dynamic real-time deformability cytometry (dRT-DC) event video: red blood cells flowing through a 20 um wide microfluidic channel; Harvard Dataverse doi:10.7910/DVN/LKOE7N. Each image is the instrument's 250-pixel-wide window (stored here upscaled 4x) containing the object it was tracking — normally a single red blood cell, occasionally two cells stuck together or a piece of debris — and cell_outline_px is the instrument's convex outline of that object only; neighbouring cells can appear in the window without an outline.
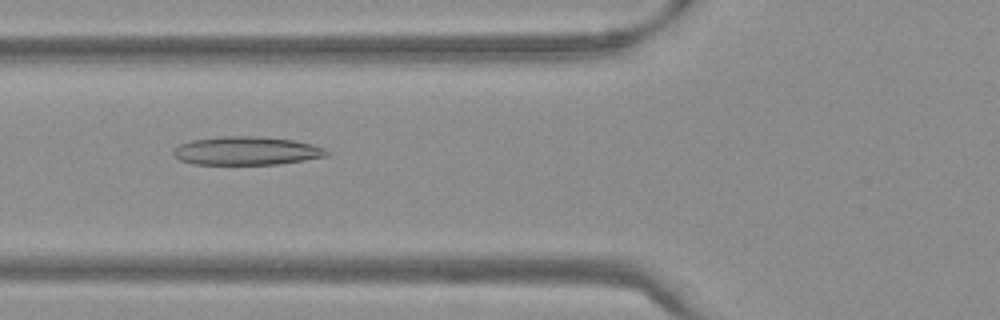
{"species": "Egyptian fruit bat (a non-hibernating species)", "species_latin": "Rousettus aegyptiacus", "temperature_condition": "warm", "stored_images_in_passage": 53, "camera_frame_rate_fps": 3000, "um_per_image_px": 0.085, "frame": {"image": 1, "passage_image": 20, "time_ms": 6.333, "image_size_px": [1000, 320], "cell_outline_px": [[332, 152], [328, 156], [304, 160], [276, 164], [192, 164], [180, 160], [172, 156], [172, 152], [180, 144], [192, 140], [220, 136], [256, 136], [292, 140], [312, 144], [324, 148]], "centroid_in_image_um": [20.95, 12.82], "position_along_channel_um": 104.8, "area_um2": 25.43}}
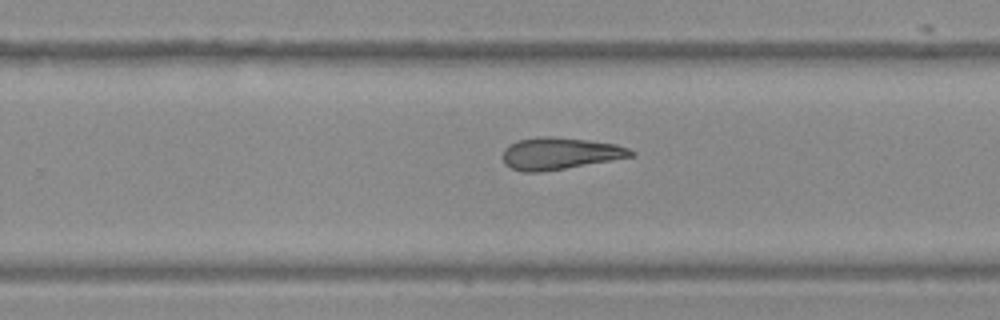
{"frame": {"image": 2, "passage_image": 34, "time_ms": 11.0, "image_size_px": [1000, 320], "cell_outline_px": [[636, 156], [540, 172], [524, 172], [512, 168], [504, 164], [504, 148], [508, 144], [516, 140], [540, 136], [552, 136], [588, 140], [616, 144], [628, 148], [636, 152]], "centroid_in_image_um": [47.59, 13.03], "position_along_channel_um": 282.2, "area_um2": 23.87}}
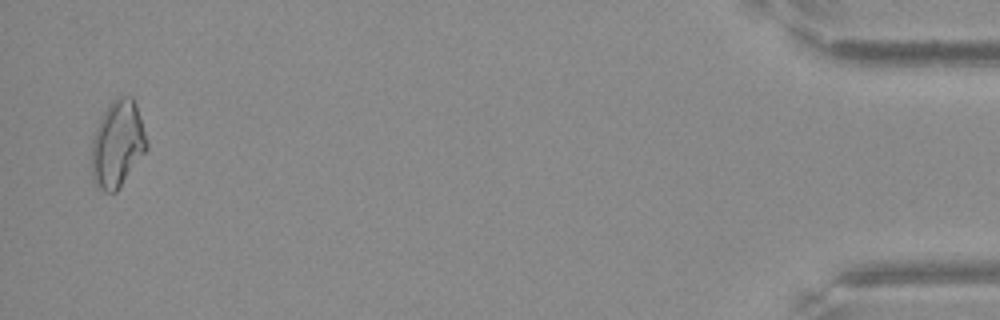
{"frame": {"image": 3, "passage_image": 52, "time_ms": 17.0, "image_size_px": [1000, 320], "cell_outline_px": [[148, 148], [116, 192], [104, 192], [92, 180], [92, 136], [108, 104], [112, 100], [120, 96], [132, 96], [136, 104], [148, 140]], "centroid_in_image_um": [9.99, 12.23], "position_along_channel_um": 425.2, "area_um2": 27.8}}